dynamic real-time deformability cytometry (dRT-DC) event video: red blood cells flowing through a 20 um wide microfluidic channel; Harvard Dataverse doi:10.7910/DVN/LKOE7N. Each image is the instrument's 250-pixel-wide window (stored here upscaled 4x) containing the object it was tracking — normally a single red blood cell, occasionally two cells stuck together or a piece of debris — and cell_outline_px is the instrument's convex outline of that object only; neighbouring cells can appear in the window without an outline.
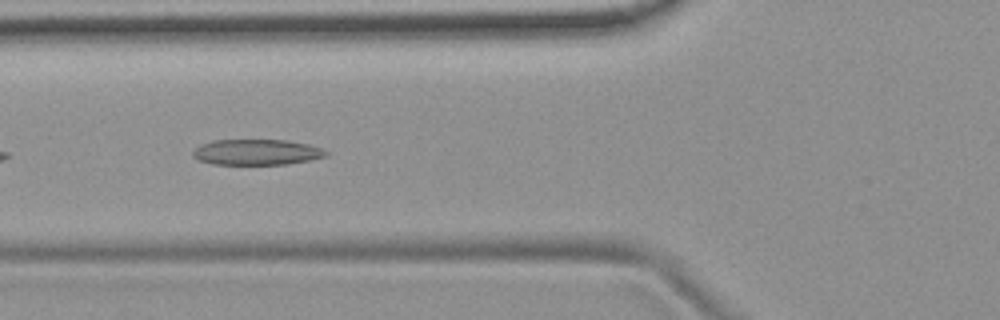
{"species": "common noctule bat (a hibernating species)", "species_latin": "Nyctalus noctula", "temperature_condition": "room temperature", "stored_images_in_passage": 8, "camera_frame_rate_fps": 3000, "um_per_image_px": 0.085, "animal": {"sex": "female", "body_mass_g": 19.9}, "frame": {"image": 1, "passage_image": 4, "time_ms": 4.333, "image_size_px": [1000, 320], "cell_outline_px": [[328, 156], [288, 164], [212, 164], [196, 160], [192, 156], [192, 152], [200, 144], [212, 140], [288, 140], [308, 144], [320, 148], [328, 152]], "centroid_in_image_um": [21.78, 12.93], "position_along_channel_um": 104.0, "area_um2": 20.0}}
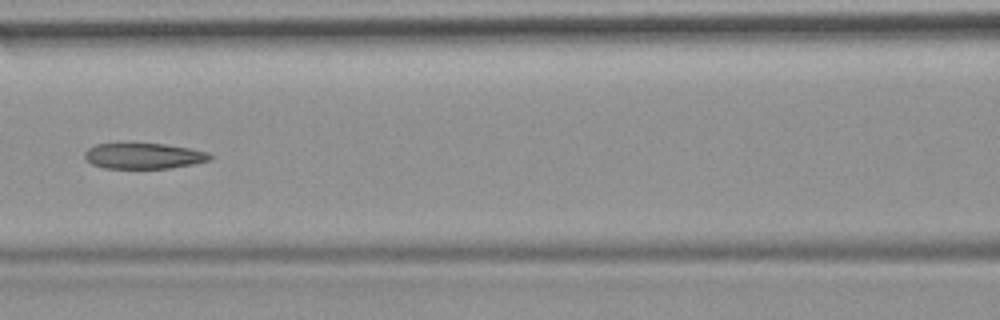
{"frame": {"image": 2, "passage_image": 5, "time_ms": 5.667, "image_size_px": [1000, 320], "cell_outline_px": [[212, 156], [208, 160], [192, 164], [168, 168], [104, 168], [92, 164], [84, 156], [84, 152], [88, 148], [96, 144], [124, 140], [132, 140], [164, 144], [188, 148], [208, 152]], "centroid_in_image_um": [12.12, 13.19], "position_along_channel_um": 154.5, "area_um2": 19.54}}
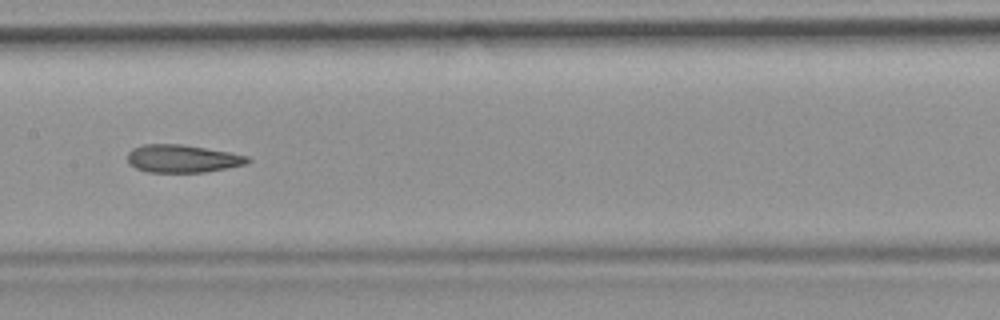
{"frame": {"image": 3, "passage_image": 6, "time_ms": 6.667, "image_size_px": [1000, 320], "cell_outline_px": [[252, 160], [248, 164], [204, 172], [148, 172], [136, 168], [128, 164], [128, 152], [132, 148], [144, 144], [180, 144], [232, 152], [248, 156]], "centroid_in_image_um": [15.53, 13.48], "position_along_channel_um": 191.9, "area_um2": 19.59}}